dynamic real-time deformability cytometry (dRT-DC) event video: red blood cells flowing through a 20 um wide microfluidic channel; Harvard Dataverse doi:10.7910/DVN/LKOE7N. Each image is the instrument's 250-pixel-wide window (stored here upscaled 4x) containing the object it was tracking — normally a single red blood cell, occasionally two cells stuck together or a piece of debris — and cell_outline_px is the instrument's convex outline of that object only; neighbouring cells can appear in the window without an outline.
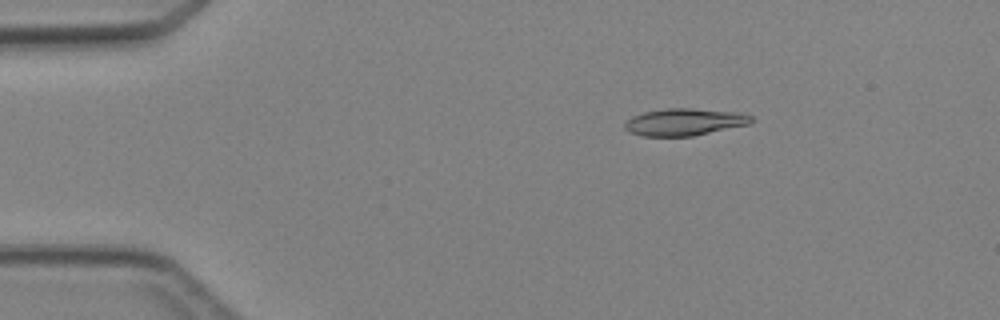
{"species": "Egyptian fruit bat (a non-hibernating species)", "species_latin": "Rousettus aegyptiacus", "temperature_condition": "cold", "stored_images_in_passage": 5, "camera_frame_rate_fps": 3000, "um_per_image_px": 0.085, "animal": {"sex": "female"}, "frame": {"image": 1, "passage_image": 3, "time_ms": 2.333, "image_size_px": [1000, 320], "cell_outline_px": [[752, 120], [748, 124], [692, 136], [644, 136], [628, 132], [624, 128], [624, 124], [632, 116], [644, 112], [668, 108], [692, 108], [740, 112], [752, 116]], "centroid_in_image_um": [58.15, 10.36], "position_along_channel_um": 26.8, "area_um2": 19.88}}